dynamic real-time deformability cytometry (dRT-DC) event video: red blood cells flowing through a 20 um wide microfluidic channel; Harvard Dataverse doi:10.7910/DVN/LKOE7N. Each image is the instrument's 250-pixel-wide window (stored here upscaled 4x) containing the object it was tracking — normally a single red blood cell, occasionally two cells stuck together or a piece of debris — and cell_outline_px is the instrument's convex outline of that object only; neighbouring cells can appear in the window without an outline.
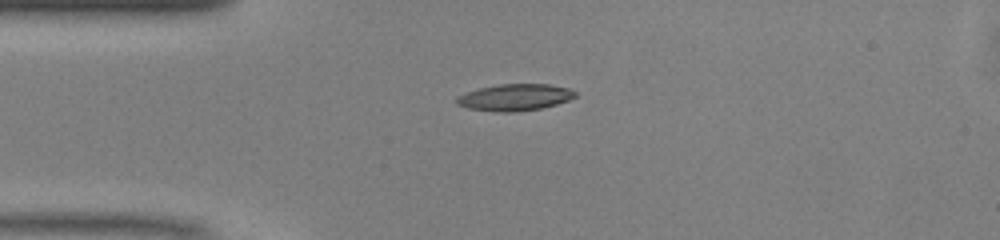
{"species": "common noctule bat (a hibernating species)", "species_latin": "Nyctalus noctula", "temperature_condition": "warm", "stored_images_in_passage": 38, "camera_frame_rate_fps": 3000, "um_per_image_px": 0.085, "animal": {"sex": "male", "body_mass_g": 13.0, "forearm_length_mm": 53.1}, "frame": {"image": 1, "passage_image": 1, "time_ms": 0.0, "image_size_px": [1000, 240], "cell_outline_px": [[576, 96], [568, 100], [556, 104], [540, 108], [516, 112], [496, 112], [468, 108], [456, 104], [456, 96], [480, 88], [500, 84], [548, 84], [568, 88], [576, 92]], "centroid_in_image_um": [43.74, 8.28], "position_along_channel_um": 41.3, "area_um2": 18.32}}
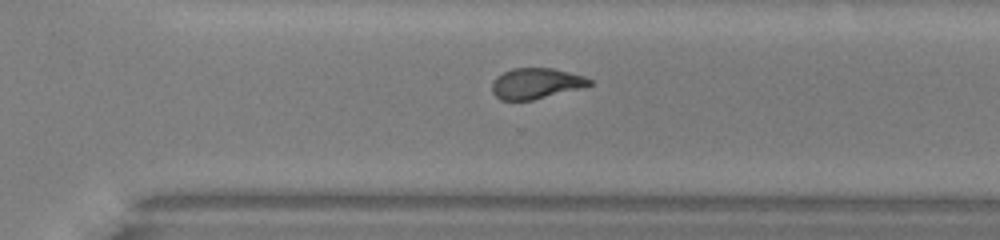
{"frame": {"image": 2, "passage_image": 23, "time_ms": 7.333, "image_size_px": [1000, 240], "cell_outline_px": [[592, 84], [584, 88], [532, 100], [500, 100], [492, 92], [492, 80], [496, 76], [512, 68], [552, 68], [584, 76], [592, 80]], "centroid_in_image_um": [45.56, 7.09], "position_along_channel_um": 325.0, "area_um2": 17.57}}
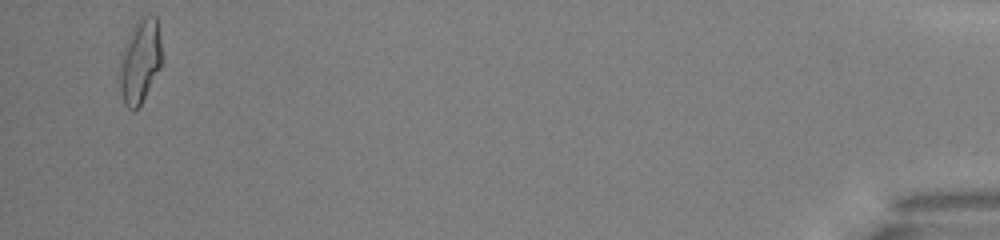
{"frame": {"image": 3, "passage_image": 37, "time_ms": 12.0, "image_size_px": [1000, 240], "cell_outline_px": [[164, 60], [160, 68], [140, 104], [132, 112], [124, 104], [120, 92], [120, 56], [136, 20], [144, 16], [156, 16]], "centroid_in_image_um": [11.92, 5.2], "position_along_channel_um": 423.3, "area_um2": 20.58}, "authors_computed_cell_mechanics": {"area_um2": 18.5538, "velocity_mm_per_s": 4.1284, "shape_relaxation_time_tau1_ms": 4.6239, "shape_relaxation_time_tau2_ms": 1.5046, "deformation_change_tau1": 0.189, "deformation_change_tau2": 0.0794}}